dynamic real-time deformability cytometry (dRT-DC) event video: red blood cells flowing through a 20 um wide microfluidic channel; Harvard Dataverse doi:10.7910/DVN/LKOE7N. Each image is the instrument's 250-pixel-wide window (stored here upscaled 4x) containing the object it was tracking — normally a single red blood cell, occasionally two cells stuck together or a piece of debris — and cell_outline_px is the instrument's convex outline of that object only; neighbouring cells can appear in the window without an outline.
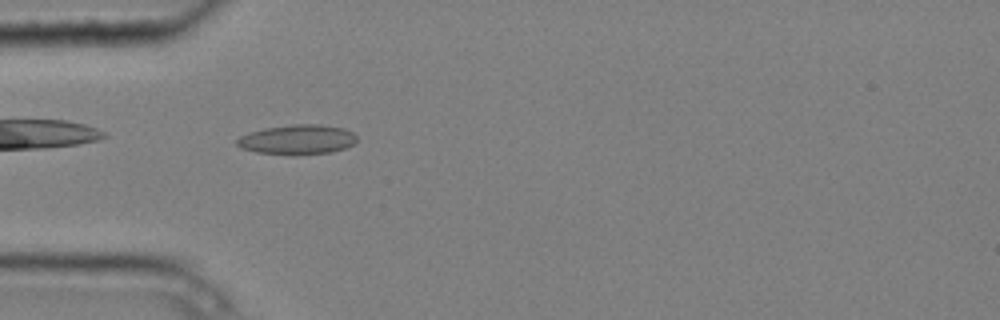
{"species": "common noctule bat (a hibernating species)", "species_latin": "Nyctalus noctula", "temperature_condition": "cold", "stored_images_in_passage": 3, "camera_frame_rate_fps": 3000, "um_per_image_px": 0.085, "animal": {"sex": "male", "body_mass_g": 20.4}, "frame": {"image": 1, "passage_image": 2, "time_ms": 0.333, "image_size_px": [1000, 320], "cell_outline_px": [[356, 140], [352, 144], [344, 148], [332, 152], [296, 156], [288, 156], [256, 152], [240, 148], [236, 144], [236, 140], [240, 136], [248, 132], [264, 128], [292, 124], [320, 124], [344, 128], [352, 132], [356, 136]], "centroid_in_image_um": [25.23, 11.88], "position_along_channel_um": 59.8, "area_um2": 21.21}}
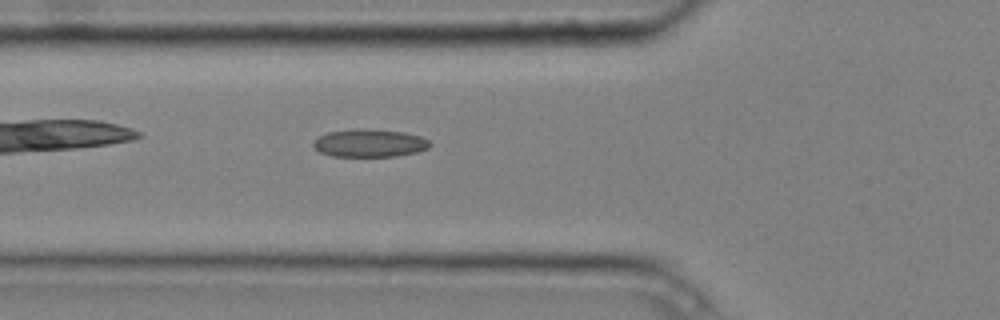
{"frame": {"image": 2, "passage_image": 3, "time_ms": 0.667, "image_size_px": [1000, 320], "cell_outline_px": [[432, 144], [428, 148], [416, 152], [396, 156], [332, 156], [320, 152], [312, 144], [312, 140], [328, 132], [360, 128], [404, 132], [420, 136], [428, 140]], "centroid_in_image_um": [31.4, 12.16], "position_along_channel_um": 94.4, "area_um2": 18.84}}